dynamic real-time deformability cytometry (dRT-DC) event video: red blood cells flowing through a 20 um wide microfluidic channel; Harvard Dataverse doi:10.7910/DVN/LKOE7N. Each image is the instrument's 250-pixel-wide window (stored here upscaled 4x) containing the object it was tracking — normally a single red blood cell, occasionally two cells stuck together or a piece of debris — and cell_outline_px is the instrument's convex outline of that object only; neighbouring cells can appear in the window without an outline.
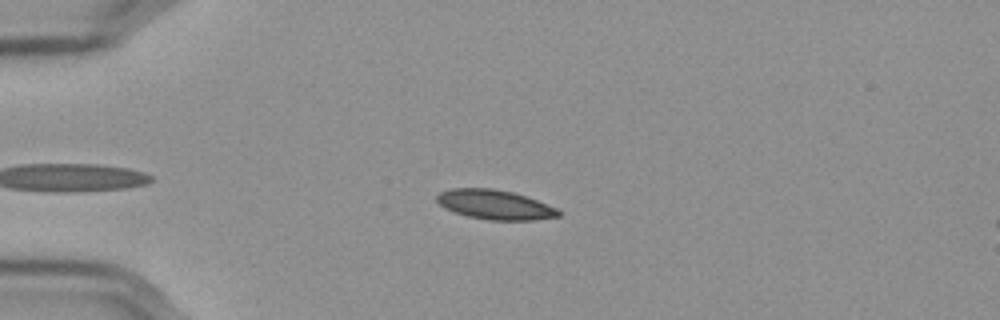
{"species": "Egyptian fruit bat (a non-hibernating species)", "species_latin": "Rousettus aegyptiacus", "temperature_condition": "cold", "stored_images_in_passage": 58, "camera_frame_rate_fps": 3000, "um_per_image_px": 0.085, "frame": {"image": 1, "passage_image": 15, "time_ms": 4.667, "image_size_px": [1000, 320], "cell_outline_px": [[560, 216], [532, 220], [488, 220], [468, 216], [444, 208], [436, 200], [436, 196], [440, 192], [452, 188], [492, 188], [512, 192], [536, 200], [556, 208], [560, 212]], "centroid_in_image_um": [42.03, 17.39], "position_along_channel_um": 43.0, "area_um2": 20.69}}
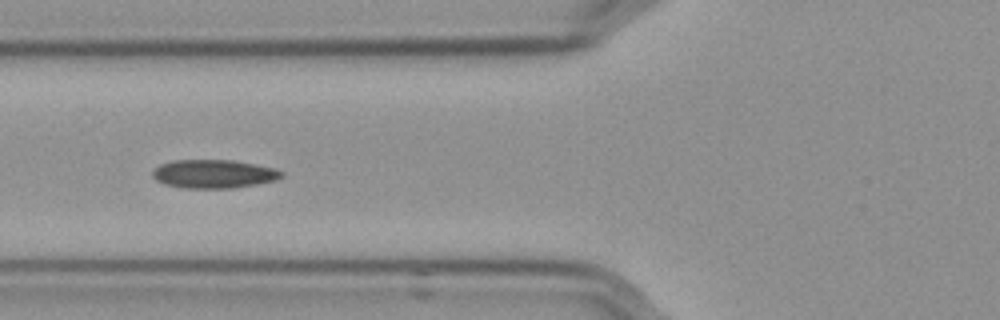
{"frame": {"image": 2, "passage_image": 23, "time_ms": 7.333, "image_size_px": [1000, 320], "cell_outline_px": [[284, 176], [276, 180], [236, 188], [184, 188], [164, 184], [156, 180], [152, 176], [152, 172], [160, 164], [172, 160], [232, 160], [276, 168], [284, 172]], "centroid_in_image_um": [18.18, 14.78], "position_along_channel_um": 107.6, "area_um2": 21.56}}
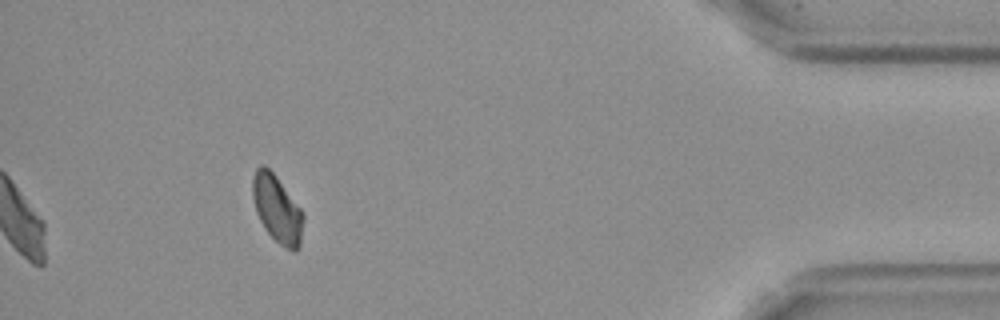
{"frame": {"image": 3, "passage_image": 53, "time_ms": 17.333, "image_size_px": [1000, 320], "cell_outline_px": [[304, 220], [300, 248], [296, 252], [292, 252], [280, 244], [264, 228], [256, 212], [252, 196], [252, 176], [256, 168], [260, 164], [264, 164], [276, 176], [300, 208], [304, 216]], "centroid_in_image_um": [23.55, 17.77], "position_along_channel_um": 411.6, "area_um2": 20.0}}